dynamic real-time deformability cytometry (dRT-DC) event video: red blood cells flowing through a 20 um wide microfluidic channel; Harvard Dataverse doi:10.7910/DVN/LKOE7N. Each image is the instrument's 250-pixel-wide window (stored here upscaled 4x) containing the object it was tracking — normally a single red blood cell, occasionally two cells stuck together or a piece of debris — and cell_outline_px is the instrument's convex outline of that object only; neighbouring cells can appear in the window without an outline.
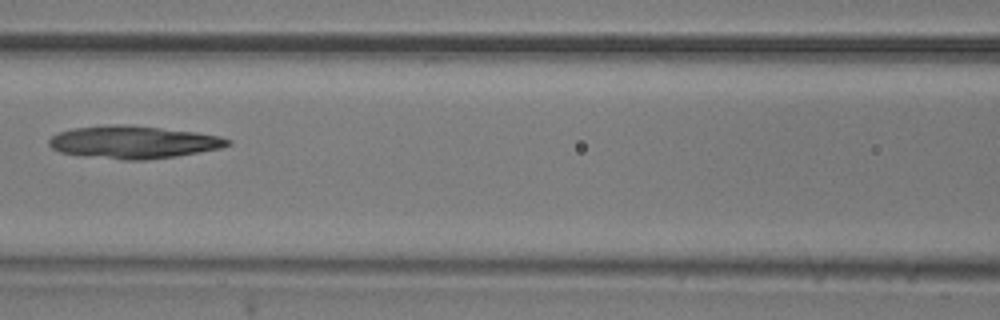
{"species": "common noctule bat (a hibernating species)", "species_latin": "Nyctalus noctula", "temperature_condition": "room temperature", "stored_images_in_passage": 6, "camera_frame_rate_fps": 3000, "um_per_image_px": 0.085, "animal": {"sex": "male", "body_mass_g": 20.5, "forearm_length_mm": 52.5}, "frame": {"image": 1, "passage_image": 5, "time_ms": 1.333, "image_size_px": [1000, 320], "cell_outline_px": [[232, 144], [220, 148], [200, 152], [176, 156], [144, 160], [124, 160], [84, 156], [60, 152], [52, 148], [48, 144], [48, 140], [52, 136], [60, 132], [72, 128], [116, 124], [120, 124], [160, 128], [196, 132], [220, 136], [232, 140]], "centroid_in_image_um": [11.35, 12.09], "position_along_channel_um": 155.3, "area_um2": 33.87}}
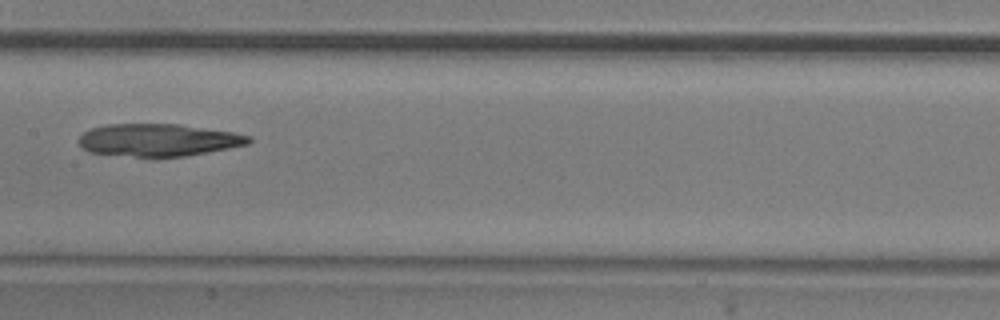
{"frame": {"image": 2, "passage_image": 6, "time_ms": 1.667, "image_size_px": [1000, 320], "cell_outline_px": [[252, 140], [248, 144], [228, 148], [184, 156], [152, 160], [88, 152], [80, 148], [76, 140], [84, 132], [92, 128], [108, 124], [180, 124], [232, 132], [252, 136]], "centroid_in_image_um": [13.38, 11.94], "position_along_channel_um": 194.0, "area_um2": 33.12}}